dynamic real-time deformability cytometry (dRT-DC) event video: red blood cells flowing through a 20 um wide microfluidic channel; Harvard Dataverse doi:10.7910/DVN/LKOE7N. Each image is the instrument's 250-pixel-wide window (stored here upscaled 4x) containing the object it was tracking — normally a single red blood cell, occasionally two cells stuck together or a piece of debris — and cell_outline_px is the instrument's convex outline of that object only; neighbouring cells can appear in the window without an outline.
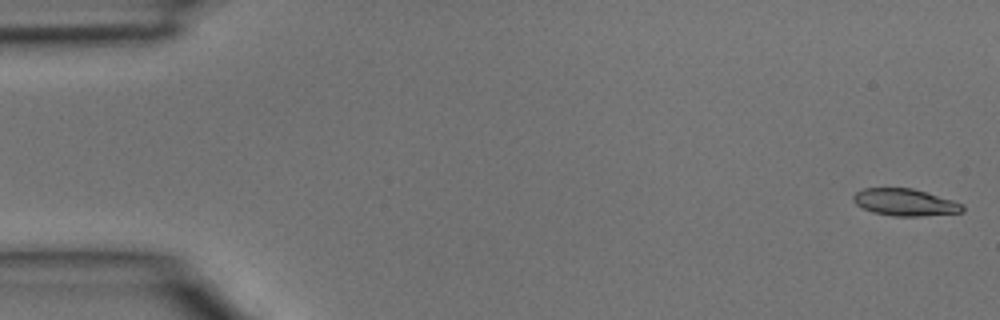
{"species": "common noctule bat (a hibernating species)", "species_latin": "Nyctalus noctula", "temperature_condition": "room temperature", "stored_images_in_passage": 4, "camera_frame_rate_fps": 3000, "um_per_image_px": 0.085, "animal": {"sex": "male", "body_mass_g": 15.6}, "frame": {"image": 1, "passage_image": 1, "time_ms": 0.0, "image_size_px": [1000, 320], "cell_outline_px": [[964, 212], [924, 216], [892, 216], [872, 212], [856, 204], [852, 200], [852, 196], [856, 192], [864, 188], [912, 188], [952, 200], [964, 204]], "centroid_in_image_um": [76.93, 17.2], "position_along_channel_um": 8.1, "area_um2": 17.22}}
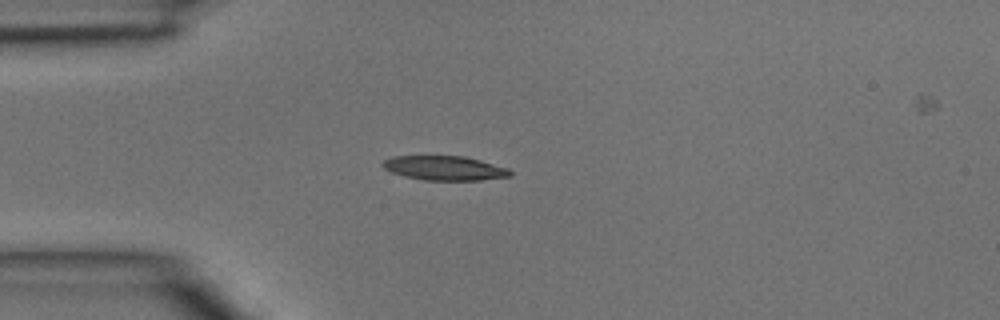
{"frame": {"image": 2, "passage_image": 3, "time_ms": 0.667, "image_size_px": [1000, 320], "cell_outline_px": [[512, 176], [480, 180], [424, 180], [404, 176], [392, 172], [384, 168], [380, 164], [384, 160], [392, 156], [464, 156], [480, 160], [508, 168], [512, 172]], "centroid_in_image_um": [37.79, 14.28], "position_along_channel_um": 47.2, "area_um2": 18.09}}